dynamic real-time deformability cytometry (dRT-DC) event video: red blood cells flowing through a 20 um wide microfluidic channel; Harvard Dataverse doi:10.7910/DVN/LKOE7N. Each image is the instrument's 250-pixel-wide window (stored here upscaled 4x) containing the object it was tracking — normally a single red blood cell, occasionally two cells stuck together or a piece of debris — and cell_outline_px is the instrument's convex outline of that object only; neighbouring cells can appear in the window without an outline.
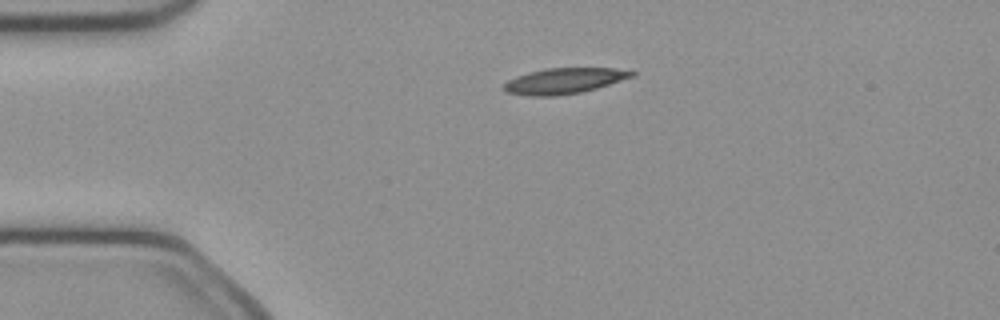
{"species": "common noctule bat (a hibernating species)", "species_latin": "Nyctalus noctula", "temperature_condition": "cold", "stored_images_in_passage": 40, "camera_frame_rate_fps": 3000, "um_per_image_px": 0.085, "animal": {"sex": "female", "body_mass_g": 21.9}, "frame": {"image": 1, "passage_image": 1, "time_ms": 0.0, "image_size_px": [1000, 320], "cell_outline_px": [[636, 76], [596, 88], [580, 92], [556, 96], [528, 96], [504, 92], [500, 88], [508, 80], [532, 72], [548, 68], [612, 68], [636, 72]], "centroid_in_image_um": [47.94, 6.89], "position_along_channel_um": 37.1, "area_um2": 19.02}}
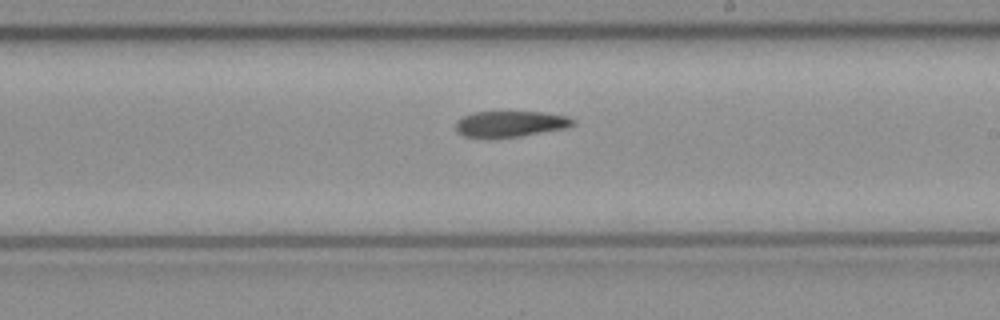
{"frame": {"image": 2, "passage_image": 19, "time_ms": 6.0, "image_size_px": [1000, 320], "cell_outline_px": [[576, 124], [568, 128], [520, 136], [464, 136], [456, 132], [456, 120], [464, 116], [476, 112], [544, 112], [568, 116], [576, 120]], "centroid_in_image_um": [43.46, 10.51], "position_along_channel_um": 245.5, "area_um2": 17.51}}
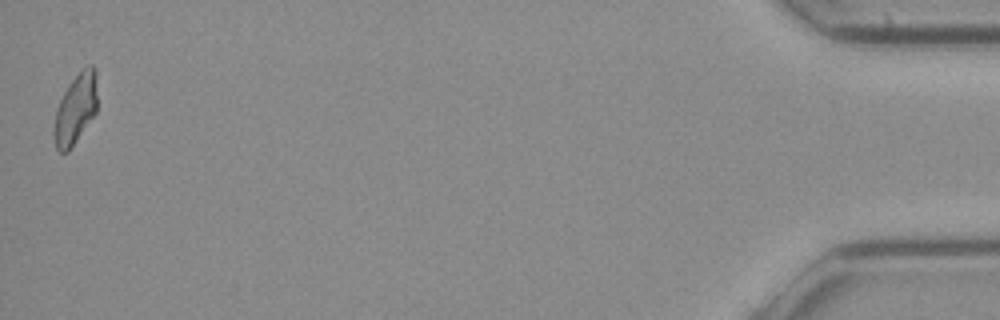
{"frame": {"image": 3, "passage_image": 40, "time_ms": 13.0, "image_size_px": [1000, 320], "cell_outline_px": [[96, 112], [68, 152], [60, 152], [56, 148], [52, 132], [56, 108], [68, 84], [88, 64], [92, 64], [96, 68]], "centroid_in_image_um": [6.4, 9.27], "position_along_channel_um": 428.8, "area_um2": 17.63}}